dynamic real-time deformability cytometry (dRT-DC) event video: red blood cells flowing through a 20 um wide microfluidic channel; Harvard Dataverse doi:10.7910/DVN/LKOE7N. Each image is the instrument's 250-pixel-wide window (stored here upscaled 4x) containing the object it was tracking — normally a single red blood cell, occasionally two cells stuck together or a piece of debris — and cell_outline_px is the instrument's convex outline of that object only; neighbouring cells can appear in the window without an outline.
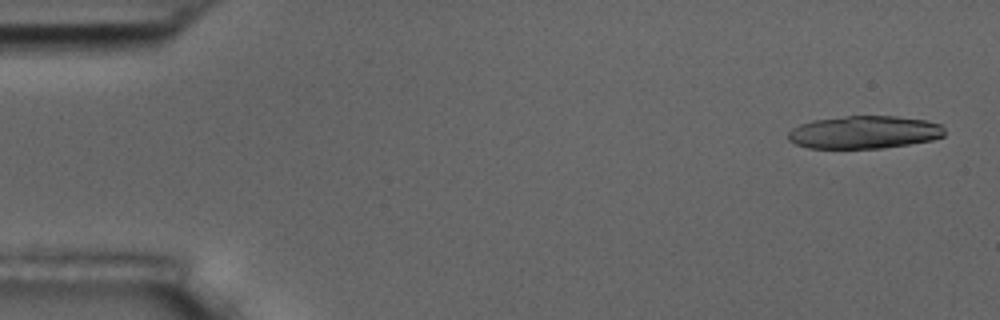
{"species": "common noctule bat (a hibernating species)", "species_latin": "Nyctalus noctula", "temperature_condition": "room temperature", "stored_images_in_passage": 5, "camera_frame_rate_fps": 3000, "um_per_image_px": 0.085, "animal": {"sex": "male", "body_mass_g": 17.5, "forearm_length_mm": 52.3}, "frame": {"image": 1, "passage_image": 1, "time_ms": 0.0, "image_size_px": [1000, 320], "cell_outline_px": [[944, 136], [932, 140], [884, 148], [808, 148], [796, 144], [788, 140], [788, 132], [792, 128], [800, 124], [812, 120], [844, 116], [896, 116], [924, 120], [940, 124], [944, 128]], "centroid_in_image_um": [73.44, 11.24], "position_along_channel_um": 11.6, "area_um2": 29.94}}